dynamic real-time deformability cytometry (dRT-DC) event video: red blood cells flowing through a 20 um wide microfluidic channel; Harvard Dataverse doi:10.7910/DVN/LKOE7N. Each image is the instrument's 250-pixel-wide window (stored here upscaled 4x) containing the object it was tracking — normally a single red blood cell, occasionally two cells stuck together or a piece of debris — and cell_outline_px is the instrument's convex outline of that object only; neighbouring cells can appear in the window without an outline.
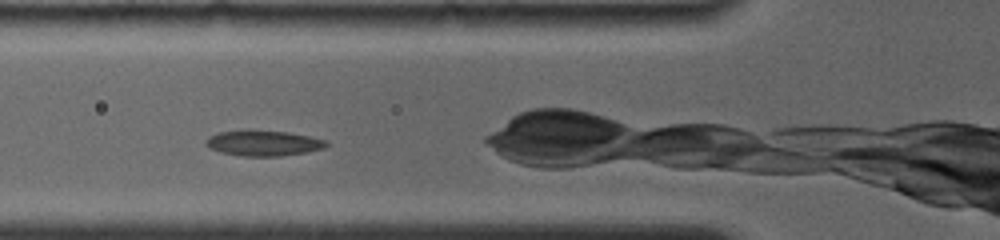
{"species": "common noctule bat (a hibernating species)", "species_latin": "Nyctalus noctula", "temperature_condition": "room temperature", "stored_images_in_passage": 51, "camera_frame_rate_fps": 4000, "um_per_image_px": 0.085, "animal": {"sex": "female", "body_mass_g": 19.0, "forearm_length_mm": 56.7}, "frame": {"image": 1, "passage_image": 4, "time_ms": 1.0, "image_size_px": [1000, 240], "cell_outline_px": [[328, 144], [324, 148], [304, 152], [280, 156], [240, 156], [220, 152], [208, 148], [204, 144], [204, 140], [208, 136], [220, 132], [244, 128], [248, 128], [288, 132], [308, 136], [324, 140]], "centroid_in_image_um": [22.27, 12.14], "position_along_channel_um": 103.5, "area_um2": 18.32}}
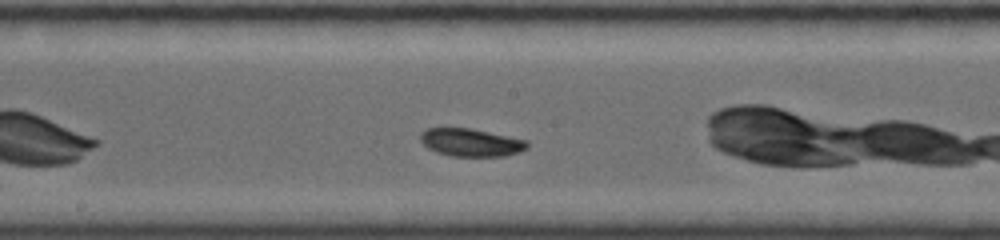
{"frame": {"image": 2, "passage_image": 14, "time_ms": 3.75, "image_size_px": [1000, 240], "cell_outline_px": [[528, 148], [520, 152], [504, 156], [452, 156], [436, 152], [428, 148], [420, 140], [420, 132], [428, 128], [468, 128], [528, 140]], "centroid_in_image_um": [40.03, 12.11], "position_along_channel_um": 208.2, "area_um2": 17.28}}
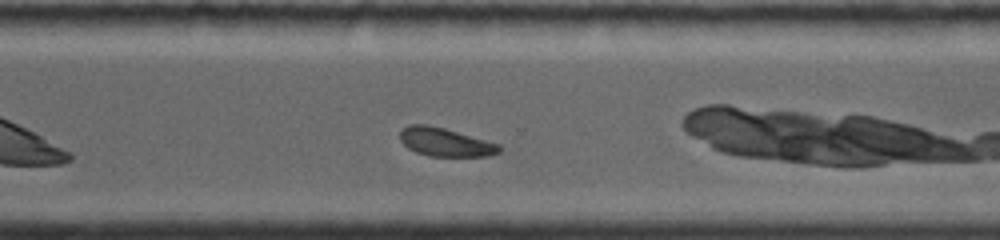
{"frame": {"image": 3, "passage_image": 29, "time_ms": 7.0, "image_size_px": [1000, 240], "cell_outline_px": [[500, 152], [488, 156], [428, 156], [416, 152], [408, 148], [400, 140], [400, 128], [408, 124], [428, 124], [444, 128], [500, 144]], "centroid_in_image_um": [37.81, 12.07], "position_along_channel_um": 332.8, "area_um2": 16.53}, "authors_computed_cell_mechanics": {"area_um2": 17.34, "velocity_mm_per_s": 3.8397, "shape_relaxation_time_tau1_ms": 5.4372, "shape_relaxation_time_tau2_ms": null, "deformation_change_tau1": 0.0912, "deformation_change_tau2": null}}